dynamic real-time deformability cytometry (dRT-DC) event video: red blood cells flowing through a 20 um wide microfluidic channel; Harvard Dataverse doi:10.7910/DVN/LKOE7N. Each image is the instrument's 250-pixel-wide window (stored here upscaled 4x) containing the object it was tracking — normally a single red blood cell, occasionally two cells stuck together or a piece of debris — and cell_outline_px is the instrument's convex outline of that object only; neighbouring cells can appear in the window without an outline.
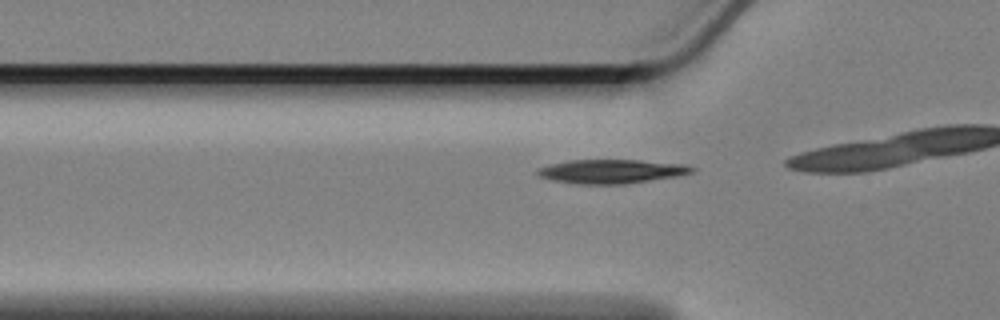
{"species": "Egyptian fruit bat (a non-hibernating species)", "species_latin": "Rousettus aegyptiacus", "temperature_condition": "cold", "stored_images_in_passage": 11, "camera_frame_rate_fps": 3000, "um_per_image_px": 0.085, "animal": {"sex": "female"}, "frame": {"image": 1, "passage_image": 8, "time_ms": 2.333, "image_size_px": [1000, 320], "cell_outline_px": [[696, 168], [692, 172], [676, 176], [624, 184], [576, 184], [552, 180], [540, 176], [536, 172], [536, 168], [548, 164], [568, 160], [640, 160], [684, 164]], "centroid_in_image_um": [51.92, 14.56], "position_along_channel_um": 73.9, "area_um2": 21.56}}